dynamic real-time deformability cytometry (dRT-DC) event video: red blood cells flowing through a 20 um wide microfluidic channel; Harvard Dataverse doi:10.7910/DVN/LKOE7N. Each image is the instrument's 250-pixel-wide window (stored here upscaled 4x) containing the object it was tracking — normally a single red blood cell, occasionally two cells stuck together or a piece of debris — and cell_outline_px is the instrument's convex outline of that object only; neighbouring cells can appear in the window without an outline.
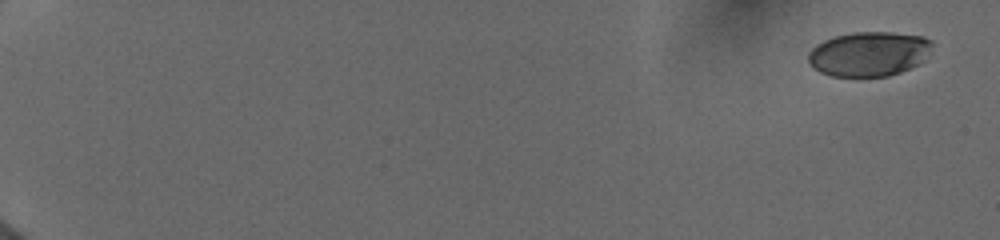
{"species": "human", "species_latin": "Homo sapiens", "temperature_condition": "cold", "stored_images_in_passage": 57, "camera_frame_rate_fps": 3000, "um_per_image_px": 0.085, "donor": {"sex": "female"}, "frame": {"image": 1, "passage_image": 1, "time_ms": 0.0, "image_size_px": [1000, 240], "cell_outline_px": [[932, 44], [924, 60], [900, 72], [888, 76], [832, 76], [820, 72], [812, 68], [808, 60], [808, 52], [816, 44], [824, 40], [836, 36], [852, 32], [892, 32], [924, 36], [932, 40]], "centroid_in_image_um": [73.83, 4.57], "position_along_channel_um": 11.2, "area_um2": 32.19}}
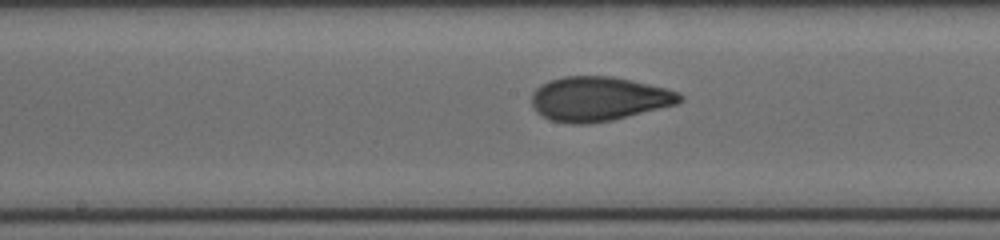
{"frame": {"image": 2, "passage_image": 33, "time_ms": 10.0, "image_size_px": [1000, 240], "cell_outline_px": [[684, 100], [676, 104], [612, 120], [588, 124], [568, 124], [548, 120], [536, 112], [532, 108], [532, 92], [540, 84], [548, 80], [564, 76], [612, 76], [664, 88], [676, 92], [684, 96]], "centroid_in_image_um": [50.82, 8.41], "position_along_channel_um": 197.4, "area_um2": 38.38}}
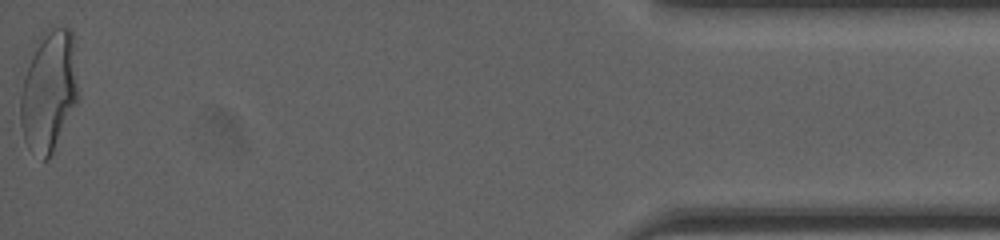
{"frame": {"image": 3, "passage_image": 57, "time_ms": 17.667, "image_size_px": [1000, 240], "cell_outline_px": [[80, 96], [48, 160], [44, 160], [28, 148], [24, 140], [20, 124], [20, 96], [24, 76], [40, 36], [48, 28], [68, 28], [72, 32], [80, 88]], "centroid_in_image_um": [4.18, 7.75], "position_along_channel_um": 431.0, "area_um2": 40.81}, "authors_computed_cell_mechanics": {"area_um2": 36.6452, "velocity_mm_per_s": 3.9673, "shape_relaxation_time_tau1_ms": 4.2995, "shape_relaxation_time_tau2_ms": 0.8673, "deformation_change_tau1": 0.1811, "deformation_change_tau2": 0.0697}}